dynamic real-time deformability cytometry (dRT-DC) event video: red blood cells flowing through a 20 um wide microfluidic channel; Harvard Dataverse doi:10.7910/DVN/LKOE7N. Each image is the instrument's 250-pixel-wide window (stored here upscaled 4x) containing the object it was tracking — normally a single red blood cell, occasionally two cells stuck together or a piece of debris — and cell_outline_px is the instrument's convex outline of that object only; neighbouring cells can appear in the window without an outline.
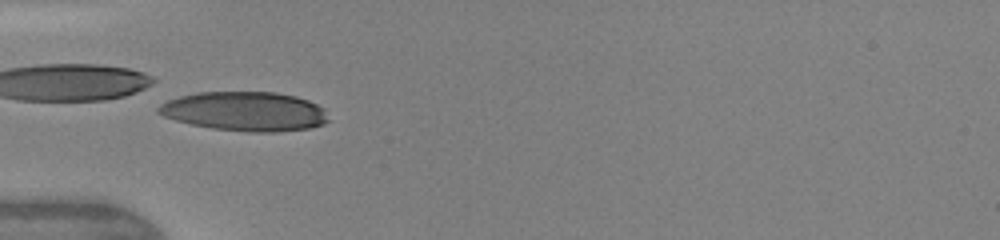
{"species": "human", "species_latin": "Homo sapiens", "temperature_condition": "warm", "stored_images_in_passage": 8, "camera_frame_rate_fps": 3000, "um_per_image_px": 0.085, "donor": {"sex": "female"}, "frame": {"image": 1, "passage_image": 6, "time_ms": 5.0, "image_size_px": [1000, 240], "cell_outline_px": [[328, 120], [324, 124], [312, 128], [276, 132], [248, 132], [212, 128], [192, 124], [176, 120], [164, 116], [156, 112], [156, 108], [160, 104], [168, 100], [180, 96], [196, 92], [276, 92], [296, 96], [308, 100], [324, 108]], "centroid_in_image_um": [20.82, 9.46], "position_along_channel_um": 64.2, "area_um2": 39.02}}